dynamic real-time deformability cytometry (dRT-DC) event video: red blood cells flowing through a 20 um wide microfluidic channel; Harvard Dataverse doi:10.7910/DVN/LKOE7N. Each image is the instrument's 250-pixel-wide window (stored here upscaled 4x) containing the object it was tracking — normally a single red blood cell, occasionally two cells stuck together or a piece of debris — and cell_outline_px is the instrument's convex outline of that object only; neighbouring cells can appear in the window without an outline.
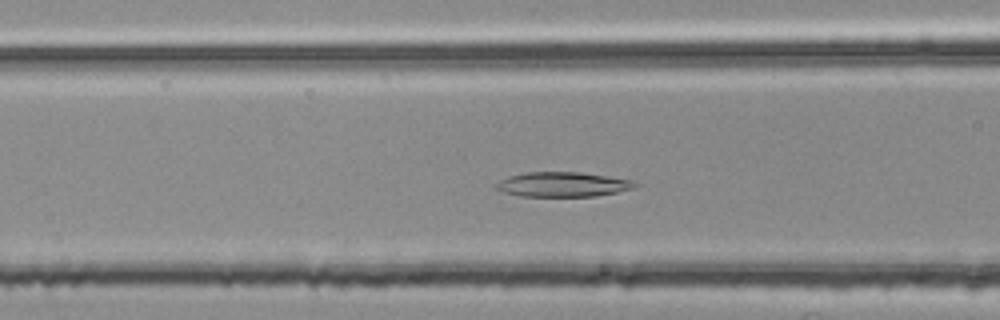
{"species": "common noctule bat (a hibernating species)", "species_latin": "Nyctalus noctula", "temperature_condition": "room temperature", "stored_images_in_passage": 42, "camera_frame_rate_fps": 3000, "um_per_image_px": 0.085, "animal": {"sex": "female", "body_mass_g": 25.1}, "frame": {"image": 1, "passage_image": 12, "time_ms": 3.667, "image_size_px": [1000, 320], "cell_outline_px": [[640, 184], [632, 188], [616, 192], [596, 196], [520, 196], [504, 192], [496, 188], [496, 184], [500, 180], [508, 176], [524, 172], [580, 172], [632, 180]], "centroid_in_image_um": [47.82, 15.67], "position_along_channel_um": 118.8, "area_um2": 19.88}}
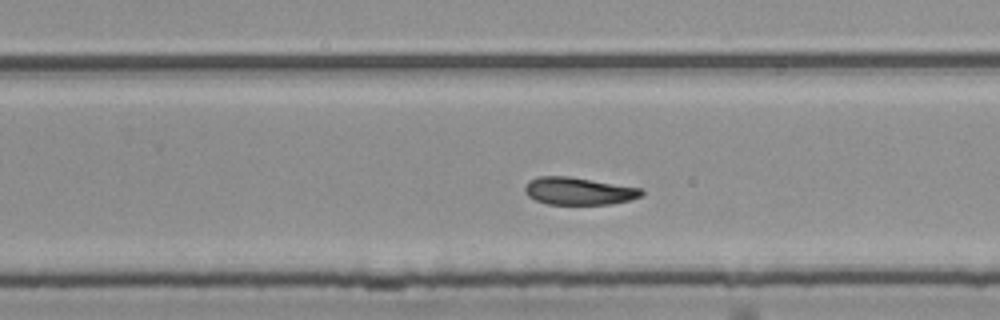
{"frame": {"image": 2, "passage_image": 25, "time_ms": 8.0, "image_size_px": [1000, 320], "cell_outline_px": [[644, 196], [612, 204], [548, 204], [536, 200], [528, 196], [524, 192], [524, 188], [528, 180], [536, 176], [568, 176], [644, 188]], "centroid_in_image_um": [49.2, 16.23], "position_along_channel_um": 280.6, "area_um2": 18.9}}
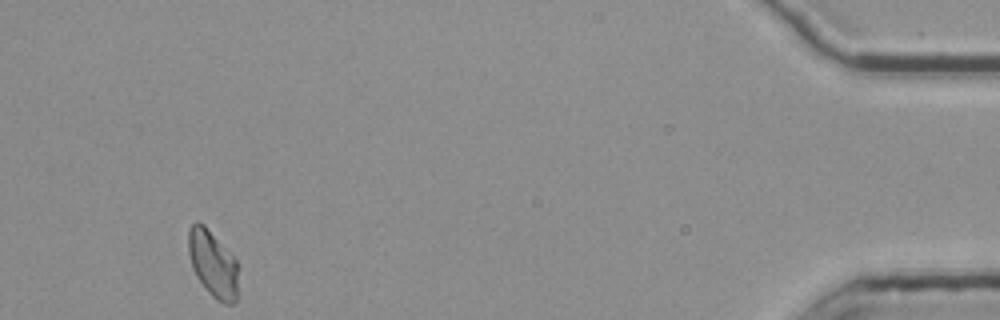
{"frame": {"image": 3, "passage_image": 42, "time_ms": 13.667, "image_size_px": [1000, 320], "cell_outline_px": [[236, 300], [232, 304], [224, 304], [216, 300], [208, 292], [196, 276], [192, 268], [188, 252], [188, 232], [192, 224], [196, 220], [204, 224], [236, 260]], "centroid_in_image_um": [18.05, 22.42], "position_along_channel_um": 417.2, "area_um2": 19.07}, "authors_computed_cell_mechanics": {"area_um2": 19.5364, "velocity_mm_per_s": 3.7438, "shape_relaxation_time_tau1_ms": 7.6676, "shape_relaxation_time_tau2_ms": null, "deformation_change_tau1": 0.183, "deformation_change_tau2": null}}